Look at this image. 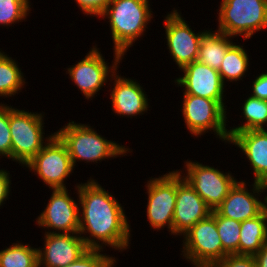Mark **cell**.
Masks as SVG:
<instances>
[{
    "instance_id": "2e32d148",
    "label": "cell",
    "mask_w": 267,
    "mask_h": 267,
    "mask_svg": "<svg viewBox=\"0 0 267 267\" xmlns=\"http://www.w3.org/2000/svg\"><path fill=\"white\" fill-rule=\"evenodd\" d=\"M246 184L245 181H237L230 189L215 209L221 216L242 222L260 215L267 208L266 197L264 203L257 197L266 191L264 184L254 182L251 192L246 188Z\"/></svg>"
},
{
    "instance_id": "8992f818",
    "label": "cell",
    "mask_w": 267,
    "mask_h": 267,
    "mask_svg": "<svg viewBox=\"0 0 267 267\" xmlns=\"http://www.w3.org/2000/svg\"><path fill=\"white\" fill-rule=\"evenodd\" d=\"M182 237V254L195 267H214L228 255L223 250L216 226V210L198 221Z\"/></svg>"
},
{
    "instance_id": "4fadbf2b",
    "label": "cell",
    "mask_w": 267,
    "mask_h": 267,
    "mask_svg": "<svg viewBox=\"0 0 267 267\" xmlns=\"http://www.w3.org/2000/svg\"><path fill=\"white\" fill-rule=\"evenodd\" d=\"M52 191L45 210L36 218L37 225L50 234L79 233V203L70 197L67 188Z\"/></svg>"
},
{
    "instance_id": "4dcf8cb0",
    "label": "cell",
    "mask_w": 267,
    "mask_h": 267,
    "mask_svg": "<svg viewBox=\"0 0 267 267\" xmlns=\"http://www.w3.org/2000/svg\"><path fill=\"white\" fill-rule=\"evenodd\" d=\"M111 0H75L86 15L101 16Z\"/></svg>"
},
{
    "instance_id": "5b68a950",
    "label": "cell",
    "mask_w": 267,
    "mask_h": 267,
    "mask_svg": "<svg viewBox=\"0 0 267 267\" xmlns=\"http://www.w3.org/2000/svg\"><path fill=\"white\" fill-rule=\"evenodd\" d=\"M43 116L42 113L27 112L9 106L11 159L22 166H25L55 134L54 132L44 138Z\"/></svg>"
},
{
    "instance_id": "8fae6325",
    "label": "cell",
    "mask_w": 267,
    "mask_h": 267,
    "mask_svg": "<svg viewBox=\"0 0 267 267\" xmlns=\"http://www.w3.org/2000/svg\"><path fill=\"white\" fill-rule=\"evenodd\" d=\"M147 220L155 230L165 226L173 234V215L176 204V170L147 181Z\"/></svg>"
},
{
    "instance_id": "cb8c5ba5",
    "label": "cell",
    "mask_w": 267,
    "mask_h": 267,
    "mask_svg": "<svg viewBox=\"0 0 267 267\" xmlns=\"http://www.w3.org/2000/svg\"><path fill=\"white\" fill-rule=\"evenodd\" d=\"M245 123L228 130L229 139L237 132L265 129L267 124V100L249 96L242 105Z\"/></svg>"
},
{
    "instance_id": "603a6c76",
    "label": "cell",
    "mask_w": 267,
    "mask_h": 267,
    "mask_svg": "<svg viewBox=\"0 0 267 267\" xmlns=\"http://www.w3.org/2000/svg\"><path fill=\"white\" fill-rule=\"evenodd\" d=\"M0 51V97H12L24 88L25 79L23 72L18 67V62Z\"/></svg>"
},
{
    "instance_id": "83f0119b",
    "label": "cell",
    "mask_w": 267,
    "mask_h": 267,
    "mask_svg": "<svg viewBox=\"0 0 267 267\" xmlns=\"http://www.w3.org/2000/svg\"><path fill=\"white\" fill-rule=\"evenodd\" d=\"M103 250L89 249L78 260L63 267H114L116 259L100 253Z\"/></svg>"
},
{
    "instance_id": "ffe728a7",
    "label": "cell",
    "mask_w": 267,
    "mask_h": 267,
    "mask_svg": "<svg viewBox=\"0 0 267 267\" xmlns=\"http://www.w3.org/2000/svg\"><path fill=\"white\" fill-rule=\"evenodd\" d=\"M267 242V208L258 216L241 222L239 255L254 256Z\"/></svg>"
},
{
    "instance_id": "d6986e66",
    "label": "cell",
    "mask_w": 267,
    "mask_h": 267,
    "mask_svg": "<svg viewBox=\"0 0 267 267\" xmlns=\"http://www.w3.org/2000/svg\"><path fill=\"white\" fill-rule=\"evenodd\" d=\"M228 143L242 150L252 165L254 182L267 181V130H247L235 133Z\"/></svg>"
},
{
    "instance_id": "e0dca14e",
    "label": "cell",
    "mask_w": 267,
    "mask_h": 267,
    "mask_svg": "<svg viewBox=\"0 0 267 267\" xmlns=\"http://www.w3.org/2000/svg\"><path fill=\"white\" fill-rule=\"evenodd\" d=\"M44 237V248L38 249V267H63L89 250L79 233H45Z\"/></svg>"
},
{
    "instance_id": "5bb4252c",
    "label": "cell",
    "mask_w": 267,
    "mask_h": 267,
    "mask_svg": "<svg viewBox=\"0 0 267 267\" xmlns=\"http://www.w3.org/2000/svg\"><path fill=\"white\" fill-rule=\"evenodd\" d=\"M176 170V204L173 215V235H184L198 221L206 218L212 210L200 195Z\"/></svg>"
},
{
    "instance_id": "52a82bcc",
    "label": "cell",
    "mask_w": 267,
    "mask_h": 267,
    "mask_svg": "<svg viewBox=\"0 0 267 267\" xmlns=\"http://www.w3.org/2000/svg\"><path fill=\"white\" fill-rule=\"evenodd\" d=\"M182 103L184 123L193 136L213 130L217 138L229 142L227 111L216 100L184 94Z\"/></svg>"
},
{
    "instance_id": "d6a6232c",
    "label": "cell",
    "mask_w": 267,
    "mask_h": 267,
    "mask_svg": "<svg viewBox=\"0 0 267 267\" xmlns=\"http://www.w3.org/2000/svg\"><path fill=\"white\" fill-rule=\"evenodd\" d=\"M10 173L4 169H0V206L8 199L10 194Z\"/></svg>"
},
{
    "instance_id": "6da1fadb",
    "label": "cell",
    "mask_w": 267,
    "mask_h": 267,
    "mask_svg": "<svg viewBox=\"0 0 267 267\" xmlns=\"http://www.w3.org/2000/svg\"><path fill=\"white\" fill-rule=\"evenodd\" d=\"M76 188L79 206L81 205L79 235L86 246L89 249L103 250L105 245L121 252L127 249L131 230L123 206L94 179H89ZM85 233L90 234L89 237L82 236Z\"/></svg>"
},
{
    "instance_id": "f546056e",
    "label": "cell",
    "mask_w": 267,
    "mask_h": 267,
    "mask_svg": "<svg viewBox=\"0 0 267 267\" xmlns=\"http://www.w3.org/2000/svg\"><path fill=\"white\" fill-rule=\"evenodd\" d=\"M214 267H258L254 256L228 254Z\"/></svg>"
},
{
    "instance_id": "44dd1931",
    "label": "cell",
    "mask_w": 267,
    "mask_h": 267,
    "mask_svg": "<svg viewBox=\"0 0 267 267\" xmlns=\"http://www.w3.org/2000/svg\"><path fill=\"white\" fill-rule=\"evenodd\" d=\"M227 34L208 30L201 39L197 61L219 70L227 50L234 44Z\"/></svg>"
},
{
    "instance_id": "30bf717a",
    "label": "cell",
    "mask_w": 267,
    "mask_h": 267,
    "mask_svg": "<svg viewBox=\"0 0 267 267\" xmlns=\"http://www.w3.org/2000/svg\"><path fill=\"white\" fill-rule=\"evenodd\" d=\"M183 178L200 195L206 205L213 211L228 195L230 189L237 182L231 173H224L218 169L203 165L199 162L185 161Z\"/></svg>"
},
{
    "instance_id": "f1b7e54d",
    "label": "cell",
    "mask_w": 267,
    "mask_h": 267,
    "mask_svg": "<svg viewBox=\"0 0 267 267\" xmlns=\"http://www.w3.org/2000/svg\"><path fill=\"white\" fill-rule=\"evenodd\" d=\"M11 134L9 127V106L0 103V156L11 158Z\"/></svg>"
},
{
    "instance_id": "ba28073f",
    "label": "cell",
    "mask_w": 267,
    "mask_h": 267,
    "mask_svg": "<svg viewBox=\"0 0 267 267\" xmlns=\"http://www.w3.org/2000/svg\"><path fill=\"white\" fill-rule=\"evenodd\" d=\"M25 167L51 189H66L64 181L74 169L68 149L56 133Z\"/></svg>"
},
{
    "instance_id": "9c48e42d",
    "label": "cell",
    "mask_w": 267,
    "mask_h": 267,
    "mask_svg": "<svg viewBox=\"0 0 267 267\" xmlns=\"http://www.w3.org/2000/svg\"><path fill=\"white\" fill-rule=\"evenodd\" d=\"M96 46H92L85 58L67 68L71 80L79 88L85 99H93L107 80L117 71L123 56L114 51V62L110 67ZM110 76V77H109Z\"/></svg>"
},
{
    "instance_id": "e575fe53",
    "label": "cell",
    "mask_w": 267,
    "mask_h": 267,
    "mask_svg": "<svg viewBox=\"0 0 267 267\" xmlns=\"http://www.w3.org/2000/svg\"><path fill=\"white\" fill-rule=\"evenodd\" d=\"M264 186H265V189H267V181L264 183ZM265 197H266V204H267V195Z\"/></svg>"
},
{
    "instance_id": "1f68e13d",
    "label": "cell",
    "mask_w": 267,
    "mask_h": 267,
    "mask_svg": "<svg viewBox=\"0 0 267 267\" xmlns=\"http://www.w3.org/2000/svg\"><path fill=\"white\" fill-rule=\"evenodd\" d=\"M253 92L250 96L267 100V72L258 75L252 83Z\"/></svg>"
},
{
    "instance_id": "277c9868",
    "label": "cell",
    "mask_w": 267,
    "mask_h": 267,
    "mask_svg": "<svg viewBox=\"0 0 267 267\" xmlns=\"http://www.w3.org/2000/svg\"><path fill=\"white\" fill-rule=\"evenodd\" d=\"M218 14V32L247 40L267 28V0H222Z\"/></svg>"
},
{
    "instance_id": "9a60e30c",
    "label": "cell",
    "mask_w": 267,
    "mask_h": 267,
    "mask_svg": "<svg viewBox=\"0 0 267 267\" xmlns=\"http://www.w3.org/2000/svg\"><path fill=\"white\" fill-rule=\"evenodd\" d=\"M184 75L176 78L175 84L183 87V94L216 100L225 110L224 88L219 72L206 64L194 61L181 69Z\"/></svg>"
},
{
    "instance_id": "7402d4cb",
    "label": "cell",
    "mask_w": 267,
    "mask_h": 267,
    "mask_svg": "<svg viewBox=\"0 0 267 267\" xmlns=\"http://www.w3.org/2000/svg\"><path fill=\"white\" fill-rule=\"evenodd\" d=\"M249 65V57L243 46L234 43L227 50L218 70L222 82L225 84V80L230 82L242 80Z\"/></svg>"
},
{
    "instance_id": "ac0fdd59",
    "label": "cell",
    "mask_w": 267,
    "mask_h": 267,
    "mask_svg": "<svg viewBox=\"0 0 267 267\" xmlns=\"http://www.w3.org/2000/svg\"><path fill=\"white\" fill-rule=\"evenodd\" d=\"M111 78L114 80V87L110 98L115 114L132 118L147 112L149 108L147 94L136 80L121 77L116 72Z\"/></svg>"
},
{
    "instance_id": "3957f363",
    "label": "cell",
    "mask_w": 267,
    "mask_h": 267,
    "mask_svg": "<svg viewBox=\"0 0 267 267\" xmlns=\"http://www.w3.org/2000/svg\"><path fill=\"white\" fill-rule=\"evenodd\" d=\"M55 133L65 143L74 167L77 160L98 163L130 152L126 146L102 137L90 125L72 121Z\"/></svg>"
},
{
    "instance_id": "7a4b0ae2",
    "label": "cell",
    "mask_w": 267,
    "mask_h": 267,
    "mask_svg": "<svg viewBox=\"0 0 267 267\" xmlns=\"http://www.w3.org/2000/svg\"><path fill=\"white\" fill-rule=\"evenodd\" d=\"M149 0H111L103 14L109 18L114 51L122 56L144 35L152 13Z\"/></svg>"
},
{
    "instance_id": "4316f807",
    "label": "cell",
    "mask_w": 267,
    "mask_h": 267,
    "mask_svg": "<svg viewBox=\"0 0 267 267\" xmlns=\"http://www.w3.org/2000/svg\"><path fill=\"white\" fill-rule=\"evenodd\" d=\"M29 0H0V25L9 26L27 18L31 5Z\"/></svg>"
},
{
    "instance_id": "7c38bea8",
    "label": "cell",
    "mask_w": 267,
    "mask_h": 267,
    "mask_svg": "<svg viewBox=\"0 0 267 267\" xmlns=\"http://www.w3.org/2000/svg\"><path fill=\"white\" fill-rule=\"evenodd\" d=\"M179 13L175 9L168 13L164 27L167 49L181 70L197 60L201 39L208 30L194 33Z\"/></svg>"
},
{
    "instance_id": "484cf974",
    "label": "cell",
    "mask_w": 267,
    "mask_h": 267,
    "mask_svg": "<svg viewBox=\"0 0 267 267\" xmlns=\"http://www.w3.org/2000/svg\"><path fill=\"white\" fill-rule=\"evenodd\" d=\"M216 226L223 250L227 254H239L241 222L223 217L216 211Z\"/></svg>"
},
{
    "instance_id": "d4e9b609",
    "label": "cell",
    "mask_w": 267,
    "mask_h": 267,
    "mask_svg": "<svg viewBox=\"0 0 267 267\" xmlns=\"http://www.w3.org/2000/svg\"><path fill=\"white\" fill-rule=\"evenodd\" d=\"M0 267H38V248L19 241L12 243L0 251Z\"/></svg>"
},
{
    "instance_id": "836d02e7",
    "label": "cell",
    "mask_w": 267,
    "mask_h": 267,
    "mask_svg": "<svg viewBox=\"0 0 267 267\" xmlns=\"http://www.w3.org/2000/svg\"><path fill=\"white\" fill-rule=\"evenodd\" d=\"M258 267H267V242L263 247L254 255Z\"/></svg>"
}]
</instances>
